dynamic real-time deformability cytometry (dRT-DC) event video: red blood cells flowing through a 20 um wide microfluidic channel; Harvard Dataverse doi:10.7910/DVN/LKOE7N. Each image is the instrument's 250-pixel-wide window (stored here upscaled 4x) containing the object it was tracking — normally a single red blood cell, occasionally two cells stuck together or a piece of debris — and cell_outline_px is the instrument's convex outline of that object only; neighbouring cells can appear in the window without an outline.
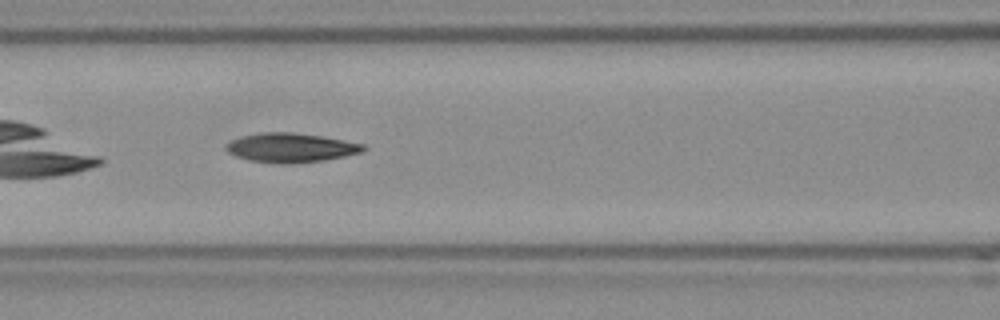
{"species": "Egyptian fruit bat (a non-hibernating species)", "species_latin": "Rousettus aegyptiacus", "temperature_condition": "room temperature", "stored_images_in_passage": 30, "camera_frame_rate_fps": 3000, "um_per_image_px": 0.085, "frame": {"image": 1, "passage_image": 9, "time_ms": 2.667, "image_size_px": [1000, 320], "cell_outline_px": [[368, 148], [360, 152], [344, 156], [324, 160], [292, 164], [252, 160], [236, 156], [228, 152], [224, 148], [232, 140], [240, 136], [260, 132], [292, 132], [320, 136], [344, 140], [364, 144]], "centroid_in_image_um": [24.73, 12.54], "position_along_channel_um": 141.9, "area_um2": 23.12}}
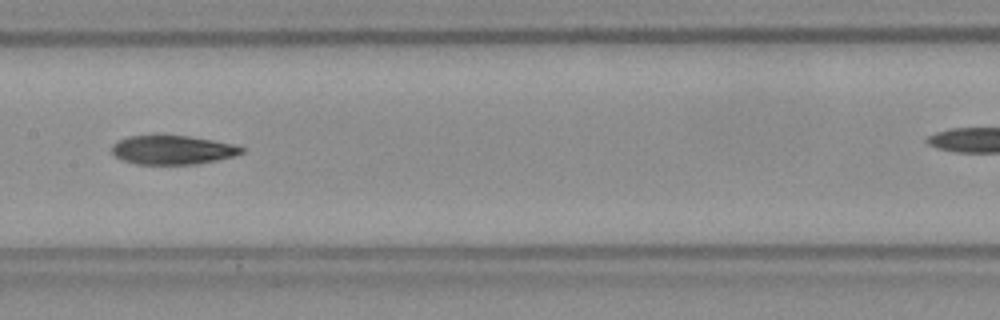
{"frame": {"image": 2, "passage_image": 13, "time_ms": 4.0, "image_size_px": [1000, 320], "cell_outline_px": [[244, 152], [236, 156], [196, 164], [136, 164], [124, 160], [116, 156], [112, 152], [112, 144], [128, 136], [188, 136], [212, 140], [232, 144], [244, 148]], "centroid_in_image_um": [14.69, 12.75], "position_along_channel_um": 192.7, "area_um2": 21.62}}